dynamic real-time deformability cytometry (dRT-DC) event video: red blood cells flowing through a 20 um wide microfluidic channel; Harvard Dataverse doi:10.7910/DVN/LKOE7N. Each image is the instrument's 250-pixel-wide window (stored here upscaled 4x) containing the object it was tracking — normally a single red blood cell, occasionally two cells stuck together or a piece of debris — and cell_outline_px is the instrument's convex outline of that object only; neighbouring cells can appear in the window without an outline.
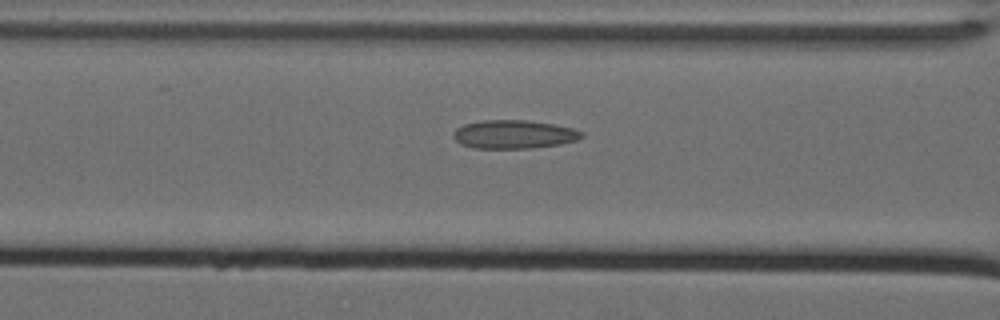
{"species": "Egyptian fruit bat (a non-hibernating species)", "species_latin": "Rousettus aegyptiacus", "temperature_condition": "cold", "stored_images_in_passage": 23, "camera_frame_rate_fps": 3000, "um_per_image_px": 0.085, "animal": {"sex": "female"}, "frame": {"image": 1, "passage_image": 10, "time_ms": 3.0, "image_size_px": [1000, 320], "cell_outline_px": [[584, 136], [580, 140], [560, 144], [528, 148], [476, 148], [460, 144], [452, 136], [452, 132], [456, 128], [464, 124], [484, 120], [528, 120], [552, 124], [572, 128], [584, 132]], "centroid_in_image_um": [43.69, 11.42], "position_along_channel_um": 122.9, "area_um2": 21.39}}
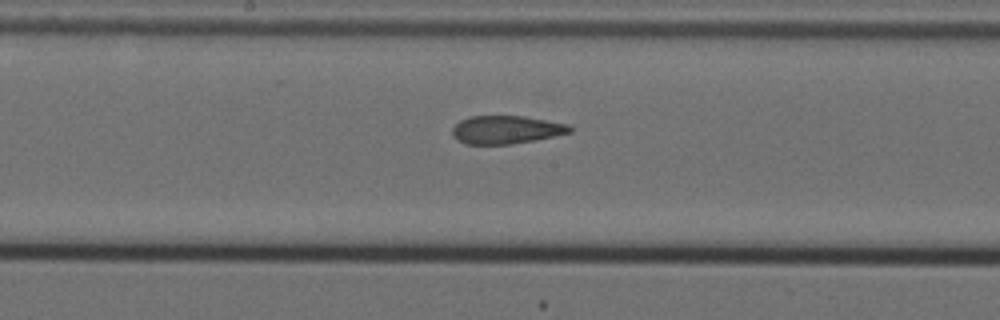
{"frame": {"image": 2, "passage_image": 17, "time_ms": 5.333, "image_size_px": [1000, 320], "cell_outline_px": [[572, 132], [512, 144], [464, 144], [456, 140], [452, 136], [452, 128], [460, 120], [468, 116], [524, 116], [568, 124], [572, 128]], "centroid_in_image_um": [42.97, 11.02], "position_along_channel_um": 205.2, "area_um2": 19.25}}
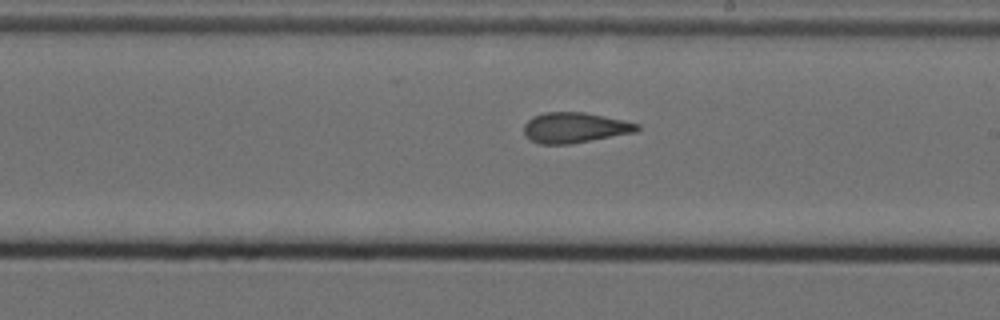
{"frame": {"image": 3, "passage_image": 20, "time_ms": 6.333, "image_size_px": [1000, 320], "cell_outline_px": [[640, 128], [636, 132], [572, 144], [540, 144], [532, 140], [524, 132], [524, 124], [532, 116], [544, 112], [584, 112], [624, 120], [640, 124]], "centroid_in_image_um": [48.87, 10.85], "position_along_channel_um": 240.1, "area_um2": 20.11}}